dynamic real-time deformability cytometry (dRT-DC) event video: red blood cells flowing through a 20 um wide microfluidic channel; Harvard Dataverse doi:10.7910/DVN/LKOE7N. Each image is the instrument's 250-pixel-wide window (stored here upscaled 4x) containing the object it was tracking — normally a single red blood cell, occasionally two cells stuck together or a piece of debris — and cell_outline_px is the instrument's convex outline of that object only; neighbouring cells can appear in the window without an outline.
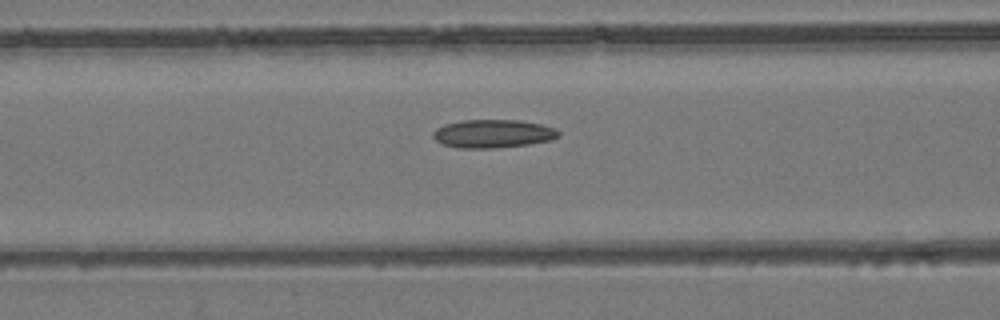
{"species": "common noctule bat (a hibernating species)", "species_latin": "Nyctalus noctula", "temperature_condition": "room temperature", "stored_images_in_passage": 39, "camera_frame_rate_fps": 3000, "um_per_image_px": 0.085, "animal": {"sex": "female", "body_mass_g": 24.6, "forearm_length_mm": 56.2}, "frame": {"image": 1, "passage_image": 18, "time_ms": 5.667, "image_size_px": [1000, 320], "cell_outline_px": [[560, 136], [552, 140], [528, 144], [496, 148], [456, 148], [444, 144], [436, 140], [432, 136], [432, 132], [436, 128], [444, 124], [464, 120], [520, 120], [540, 124], [556, 128], [560, 132]], "centroid_in_image_um": [41.91, 11.36], "position_along_channel_um": 124.7, "area_um2": 20.81}}
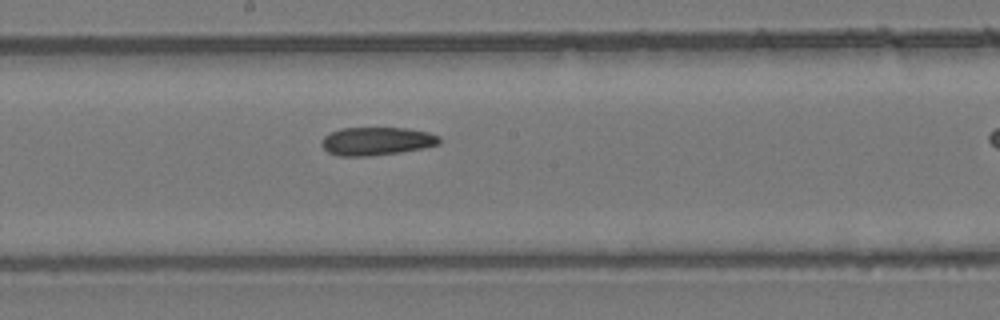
{"frame": {"image": 2, "passage_image": 25, "time_ms": 8.0, "image_size_px": [1000, 320], "cell_outline_px": [[440, 144], [424, 148], [400, 152], [368, 156], [336, 156], [328, 152], [320, 144], [320, 140], [324, 136], [340, 128], [408, 128], [428, 132], [440, 136]], "centroid_in_image_um": [32.0, 12.0], "position_along_channel_um": 216.2, "area_um2": 19.48}}
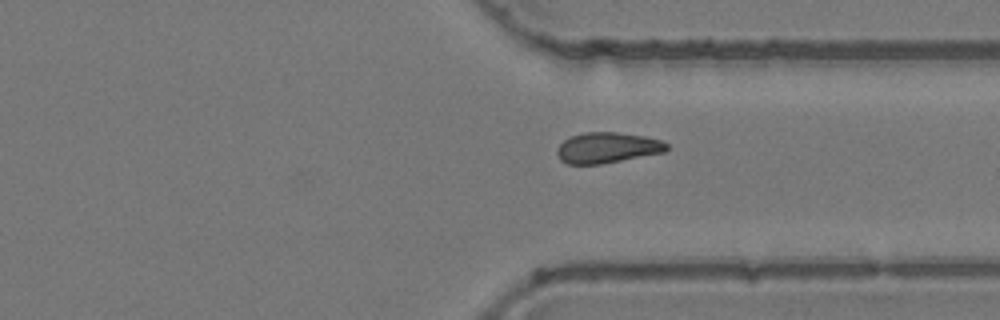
{"frame": {"image": 3, "passage_image": 36, "time_ms": 11.667, "image_size_px": [1000, 320], "cell_outline_px": [[668, 148], [664, 152], [600, 164], [568, 164], [560, 160], [556, 152], [556, 148], [564, 140], [572, 136], [584, 132], [616, 132], [644, 136], [660, 140], [668, 144]], "centroid_in_image_um": [51.59, 12.55], "position_along_channel_um": 359.8, "area_um2": 19.48}}